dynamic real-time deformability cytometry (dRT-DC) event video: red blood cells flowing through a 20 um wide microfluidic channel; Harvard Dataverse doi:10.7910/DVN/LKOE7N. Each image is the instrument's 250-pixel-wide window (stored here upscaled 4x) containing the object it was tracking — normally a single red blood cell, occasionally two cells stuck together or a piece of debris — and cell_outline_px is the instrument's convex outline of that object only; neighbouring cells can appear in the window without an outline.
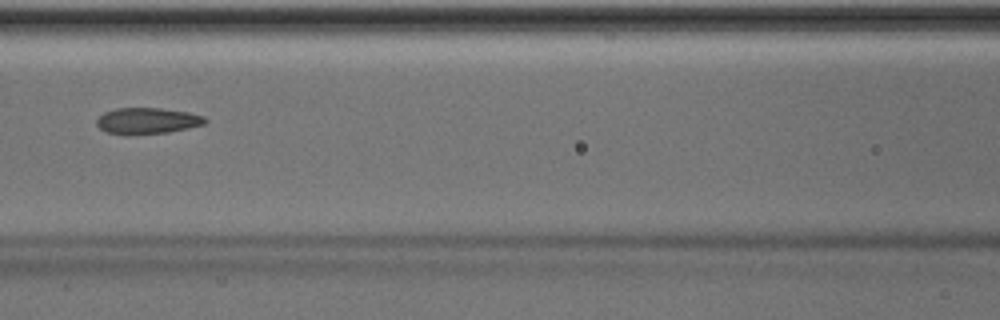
{"species": "Egyptian fruit bat (a non-hibernating species)", "species_latin": "Rousettus aegyptiacus", "temperature_condition": "room temperature", "stored_images_in_passage": 37, "camera_frame_rate_fps": 3000, "um_per_image_px": 0.085, "animal": {"sex": "male"}, "frame": {"image": 1, "passage_image": 16, "time_ms": 5.0, "image_size_px": [1000, 320], "cell_outline_px": [[208, 120], [204, 124], [188, 128], [168, 132], [104, 132], [96, 124], [96, 120], [104, 112], [116, 108], [160, 108], [188, 112], [204, 116]], "centroid_in_image_um": [12.55, 10.22], "position_along_channel_um": 154.0, "area_um2": 15.9}}
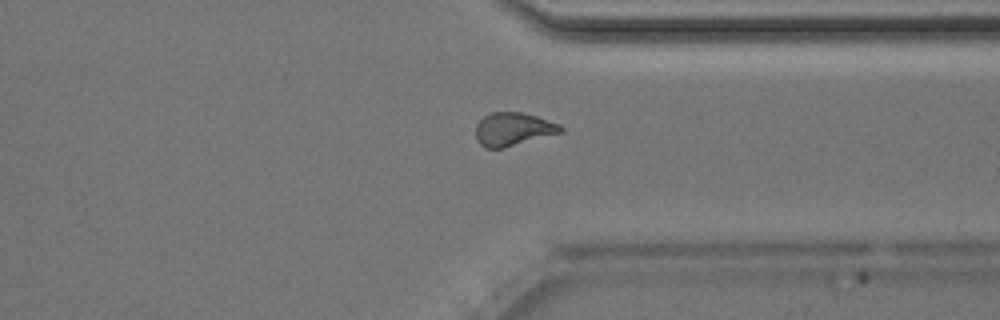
{"frame": {"image": 2, "passage_image": 32, "time_ms": 10.333, "image_size_px": [1000, 320], "cell_outline_px": [[564, 132], [504, 148], [484, 148], [476, 140], [476, 124], [488, 112], [520, 112], [536, 116], [560, 124], [564, 128]], "centroid_in_image_um": [43.62, 10.98], "position_along_channel_um": 367.8, "area_um2": 16.65}}